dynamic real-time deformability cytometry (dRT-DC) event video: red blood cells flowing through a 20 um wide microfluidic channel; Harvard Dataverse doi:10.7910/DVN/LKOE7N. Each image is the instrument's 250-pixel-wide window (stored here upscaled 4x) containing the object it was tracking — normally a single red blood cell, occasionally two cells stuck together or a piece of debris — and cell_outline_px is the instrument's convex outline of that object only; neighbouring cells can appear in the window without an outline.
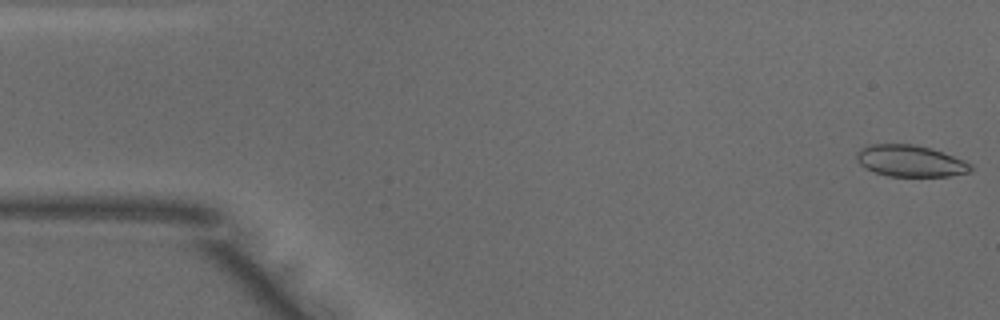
{"species": "common noctule bat (a hibernating species)", "species_latin": "Nyctalus noctula", "temperature_condition": "warm", "stored_images_in_passage": 49, "camera_frame_rate_fps": 3000, "um_per_image_px": 0.085, "animal": {"sex": "male", "body_mass_g": 18.8}, "frame": {"image": 1, "passage_image": 1, "time_ms": 0.0, "image_size_px": [1000, 320], "cell_outline_px": [[972, 172], [948, 176], [888, 176], [864, 168], [860, 164], [856, 156], [856, 152], [860, 148], [872, 144], [912, 144], [932, 148], [964, 160], [972, 164]], "centroid_in_image_um": [77.39, 13.68], "position_along_channel_um": 7.6, "area_um2": 21.04}}
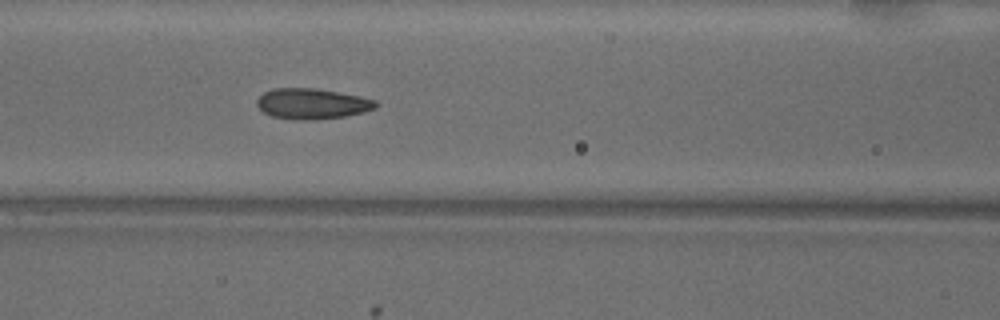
{"frame": {"image": 2, "passage_image": 20, "time_ms": 6.333, "image_size_px": [1000, 320], "cell_outline_px": [[380, 104], [376, 108], [364, 112], [344, 116], [312, 120], [296, 120], [272, 116], [264, 112], [256, 104], [256, 100], [264, 92], [272, 88], [316, 88], [360, 96], [376, 100]], "centroid_in_image_um": [26.54, 8.81], "position_along_channel_um": 140.1, "area_um2": 21.27}}
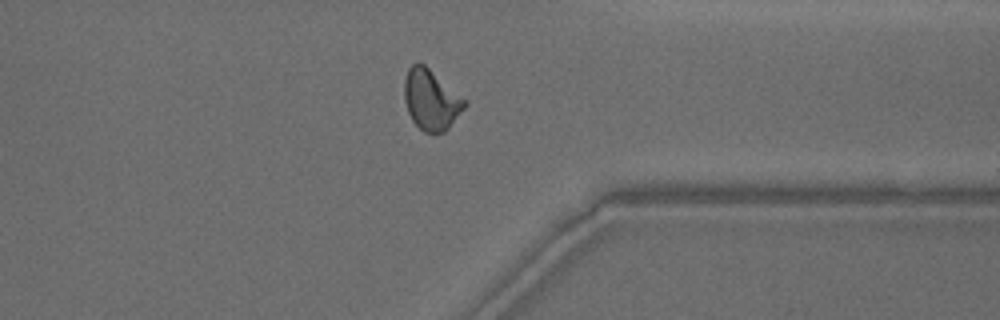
{"frame": {"image": 3, "passage_image": 38, "time_ms": 12.333, "image_size_px": [1000, 320], "cell_outline_px": [[468, 104], [448, 128], [444, 132], [424, 132], [412, 120], [408, 112], [404, 100], [404, 80], [408, 68], [416, 60], [420, 60], [468, 100]], "centroid_in_image_um": [36.65, 8.42], "position_along_channel_um": 374.8, "area_um2": 21.62}, "authors_computed_cell_mechanics": {"area_um2": 20.9236, "velocity_mm_per_s": 4.0292, "shape_relaxation_time_tau1_ms": 7.1631, "shape_relaxation_time_tau2_ms": 1.4524, "deformation_change_tau1": 0.1904, "deformation_change_tau2": 0.0674}}